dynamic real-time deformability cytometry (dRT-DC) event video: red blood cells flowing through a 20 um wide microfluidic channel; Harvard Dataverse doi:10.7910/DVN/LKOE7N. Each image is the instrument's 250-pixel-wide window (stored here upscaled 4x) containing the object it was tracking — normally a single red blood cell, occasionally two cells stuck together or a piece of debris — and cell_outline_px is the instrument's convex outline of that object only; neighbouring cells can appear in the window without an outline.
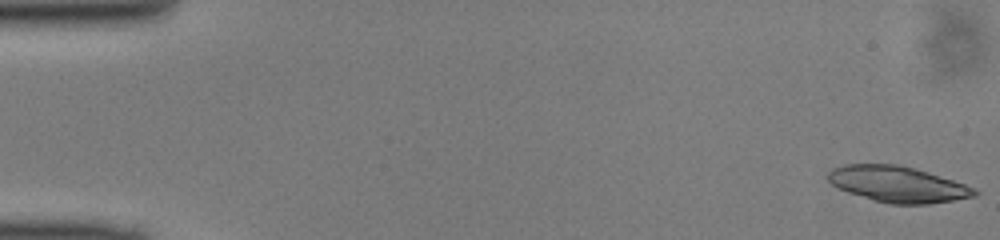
{"species": "common noctule bat (a hibernating species)", "species_latin": "Nyctalus noctula", "temperature_condition": "cold", "stored_images_in_passage": 48, "camera_frame_rate_fps": 3000, "um_per_image_px": 0.085, "animal": {"sex": "male", "body_mass_g": 13.0, "forearm_length_mm": 53.1}, "frame": {"image": 1, "passage_image": 1, "time_ms": 0.0, "image_size_px": [1000, 240], "cell_outline_px": [[980, 192], [976, 196], [928, 204], [888, 204], [848, 192], [832, 184], [828, 180], [828, 172], [832, 168], [844, 164], [896, 164], [928, 172], [976, 188]], "centroid_in_image_um": [76.31, 15.66], "position_along_channel_um": 8.7, "area_um2": 30.46}}
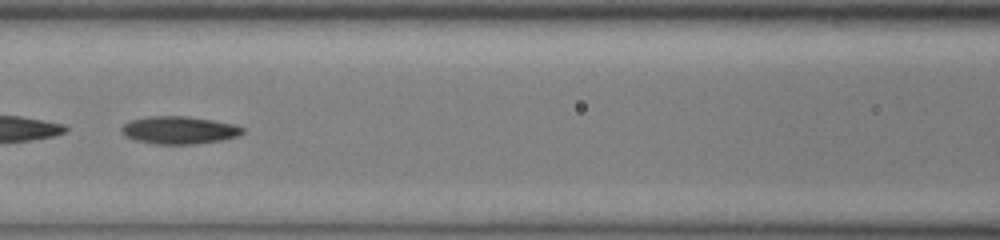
{"frame": {"image": 2, "passage_image": 22, "time_ms": 7.0, "image_size_px": [1000, 240], "cell_outline_px": [[244, 132], [236, 136], [220, 140], [192, 144], [156, 144], [136, 140], [124, 136], [120, 128], [128, 120], [148, 116], [188, 116], [236, 124], [244, 128]], "centroid_in_image_um": [15.19, 11.05], "position_along_channel_um": 151.4, "area_um2": 19.54}}
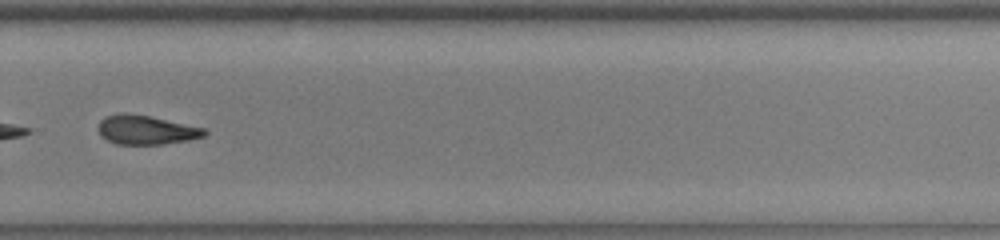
{"frame": {"image": 3, "passage_image": 34, "time_ms": 11.0, "image_size_px": [1000, 240], "cell_outline_px": [[208, 132], [204, 136], [188, 140], [164, 144], [116, 144], [100, 136], [96, 128], [100, 120], [104, 116], [120, 112], [128, 112], [152, 116], [208, 128]], "centroid_in_image_um": [12.41, 11.01], "position_along_channel_um": 317.4, "area_um2": 18.61}}